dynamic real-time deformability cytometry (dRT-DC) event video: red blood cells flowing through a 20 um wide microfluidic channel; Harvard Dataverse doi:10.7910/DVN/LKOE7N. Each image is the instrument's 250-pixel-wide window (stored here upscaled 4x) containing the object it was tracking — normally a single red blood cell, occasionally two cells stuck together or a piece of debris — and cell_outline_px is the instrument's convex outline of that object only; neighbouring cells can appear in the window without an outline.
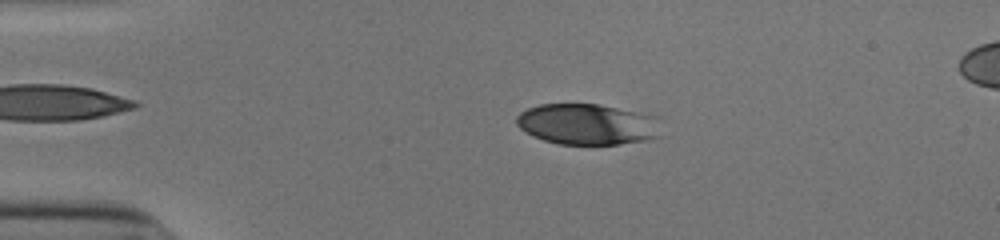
{"species": "human", "species_latin": "Homo sapiens", "temperature_condition": "cold", "stored_images_in_passage": 52, "camera_frame_rate_fps": 3000, "um_per_image_px": 0.085, "donor": {"sex": "male"}, "frame": {"image": 1, "passage_image": 11, "time_ms": 3.333, "image_size_px": [1000, 240], "cell_outline_px": [[660, 136], [648, 140], [620, 144], [560, 144], [544, 140], [532, 136], [524, 132], [516, 124], [516, 116], [520, 112], [528, 108], [540, 104], [596, 104], [656, 116]], "centroid_in_image_um": [49.88, 10.57], "position_along_channel_um": 35.1, "area_um2": 34.39}}
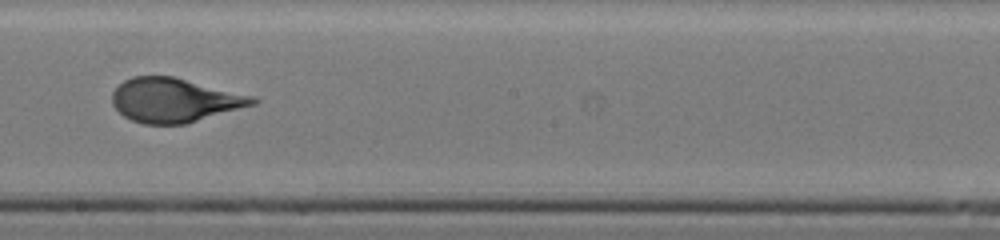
{"frame": {"image": 2, "passage_image": 30, "time_ms": 9.667, "image_size_px": [1000, 240], "cell_outline_px": [[260, 100], [256, 104], [188, 124], [144, 124], [132, 120], [124, 116], [112, 104], [112, 92], [124, 80], [132, 76], [172, 76], [252, 96]], "centroid_in_image_um": [14.83, 8.52], "position_along_channel_um": 233.4, "area_um2": 36.01}}
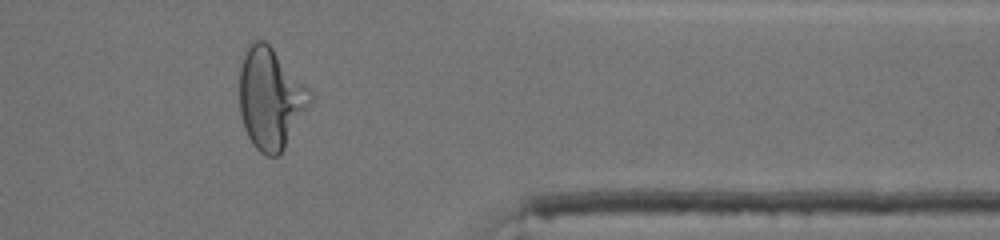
{"frame": {"image": 3, "passage_image": 43, "time_ms": 14.0, "image_size_px": [1000, 240], "cell_outline_px": [[312, 100], [284, 148], [276, 156], [268, 156], [260, 152], [252, 144], [244, 128], [240, 112], [240, 68], [244, 52], [252, 40], [264, 40], [272, 48], [312, 92]], "centroid_in_image_um": [22.97, 8.36], "position_along_channel_um": 388.4, "area_um2": 41.04}, "authors_computed_cell_mechanics": {"area_um2": 36.0672, "velocity_mm_per_s": 3.9167, "shape_relaxation_time_tau1_ms": 5.6097, "shape_relaxation_time_tau2_ms": null, "deformation_change_tau1": 0.2316, "deformation_change_tau2": null}}